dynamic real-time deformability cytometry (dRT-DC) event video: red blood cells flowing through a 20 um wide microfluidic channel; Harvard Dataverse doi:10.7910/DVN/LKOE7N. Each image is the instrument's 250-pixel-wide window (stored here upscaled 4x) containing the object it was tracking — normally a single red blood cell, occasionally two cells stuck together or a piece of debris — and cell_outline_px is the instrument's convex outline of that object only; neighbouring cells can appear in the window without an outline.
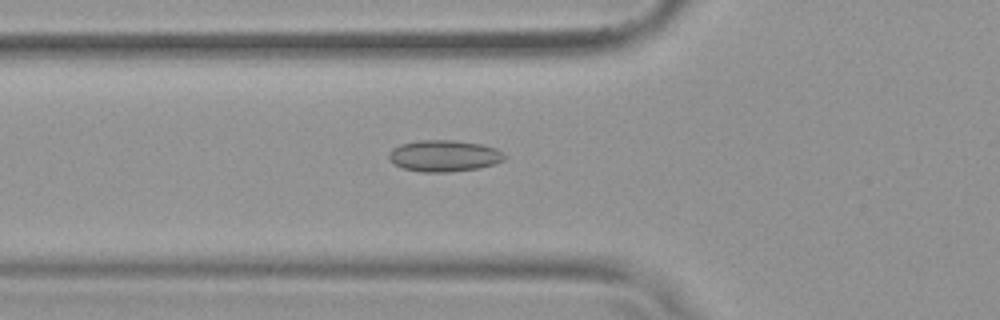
{"species": "common noctule bat (a hibernating species)", "species_latin": "Nyctalus noctula", "temperature_condition": "warm", "stored_images_in_passage": 53, "camera_frame_rate_fps": 3000, "um_per_image_px": 0.085, "animal": {"sex": "female", "body_mass_g": 19.9}, "frame": {"image": 1, "passage_image": 19, "time_ms": 6.0, "image_size_px": [1000, 320], "cell_outline_px": [[508, 156], [504, 160], [496, 164], [480, 168], [448, 172], [420, 172], [400, 168], [392, 164], [388, 160], [388, 152], [392, 148], [400, 144], [416, 140], [452, 140], [484, 144], [496, 148], [504, 152]], "centroid_in_image_um": [37.74, 13.25], "position_along_channel_um": 88.1, "area_um2": 21.85}}
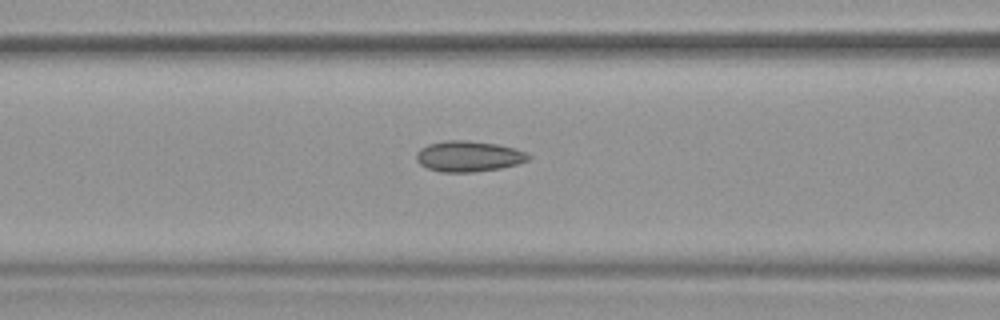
{"frame": {"image": 2, "passage_image": 22, "time_ms": 7.0, "image_size_px": [1000, 320], "cell_outline_px": [[532, 156], [528, 160], [516, 164], [500, 168], [472, 172], [440, 172], [428, 168], [420, 164], [416, 160], [416, 152], [420, 148], [428, 144], [444, 140], [468, 140], [496, 144], [512, 148], [524, 152]], "centroid_in_image_um": [39.78, 13.28], "position_along_channel_um": 126.8, "area_um2": 20.0}}
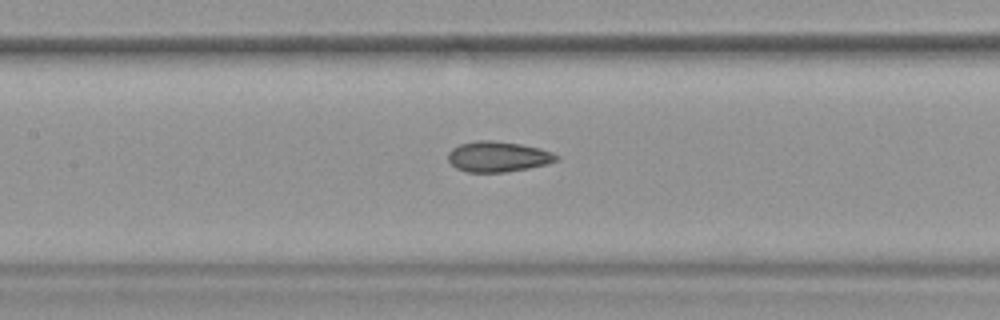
{"frame": {"image": 3, "passage_image": 25, "time_ms": 8.0, "image_size_px": [1000, 320], "cell_outline_px": [[560, 160], [548, 164], [528, 168], [504, 172], [468, 172], [456, 168], [448, 160], [448, 152], [452, 148], [460, 144], [476, 140], [492, 140], [520, 144], [540, 148], [552, 152], [560, 156]], "centroid_in_image_um": [42.35, 13.31], "position_along_channel_um": 165.0, "area_um2": 19.36}, "authors_computed_cell_mechanics": {"area_um2": 19.9988, "velocity_mm_per_s": 3.832, "shape_relaxation_time_tau1_ms": null, "shape_relaxation_time_tau2_ms": 2.3889, "deformation_change_tau1": null, "deformation_change_tau2": 0.0928}}